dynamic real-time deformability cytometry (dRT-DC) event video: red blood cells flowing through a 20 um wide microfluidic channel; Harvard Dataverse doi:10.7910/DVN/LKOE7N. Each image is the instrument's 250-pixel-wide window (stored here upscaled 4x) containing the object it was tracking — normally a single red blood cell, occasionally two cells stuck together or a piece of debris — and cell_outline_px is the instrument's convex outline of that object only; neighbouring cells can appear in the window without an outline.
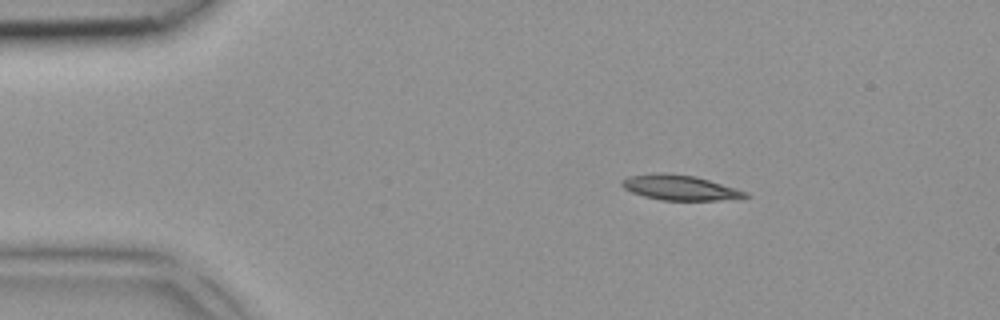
{"species": "common noctule bat (a hibernating species)", "species_latin": "Nyctalus noctula", "temperature_condition": "room temperature", "stored_images_in_passage": 3, "camera_frame_rate_fps": 3000, "um_per_image_px": 0.085, "animal": {"sex": "female", "body_mass_g": 18.4}, "frame": {"image": 1, "passage_image": 1, "time_ms": 0.0, "image_size_px": [1000, 320], "cell_outline_px": [[752, 196], [744, 200], [660, 200], [644, 196], [632, 192], [624, 188], [620, 184], [620, 180], [628, 176], [652, 172], [668, 172], [696, 176], [736, 188], [748, 192]], "centroid_in_image_um": [57.85, 15.94], "position_along_channel_um": 27.2, "area_um2": 18.67}}
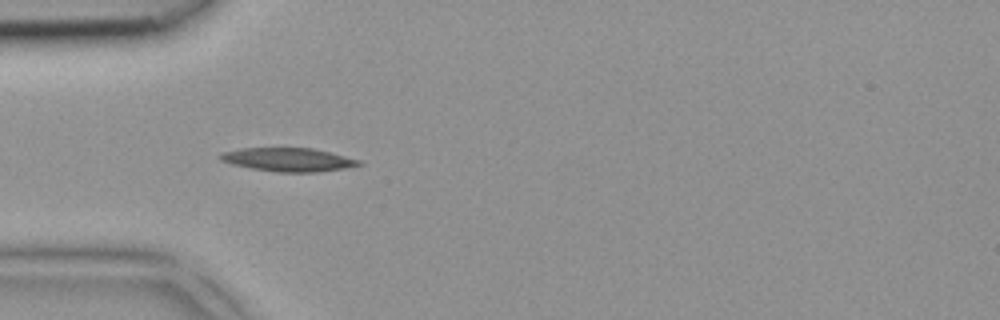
{"frame": {"image": 2, "passage_image": 2, "time_ms": 0.333, "image_size_px": [1000, 320], "cell_outline_px": [[364, 164], [344, 168], [316, 172], [276, 172], [252, 168], [232, 164], [220, 160], [220, 152], [240, 148], [312, 148], [360, 160]], "centroid_in_image_um": [24.47, 13.57], "position_along_channel_um": 60.5, "area_um2": 18.84}}